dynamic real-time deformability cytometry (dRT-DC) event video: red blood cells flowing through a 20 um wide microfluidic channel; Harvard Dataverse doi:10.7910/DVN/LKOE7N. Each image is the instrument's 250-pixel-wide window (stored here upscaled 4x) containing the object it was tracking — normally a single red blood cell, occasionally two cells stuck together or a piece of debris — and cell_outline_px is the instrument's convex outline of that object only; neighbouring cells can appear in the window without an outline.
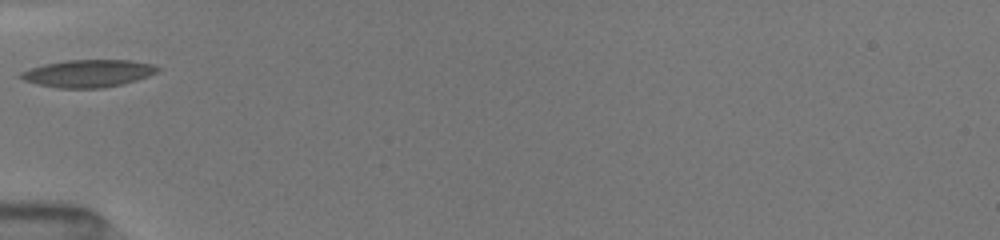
{"species": "common noctule bat (a hibernating species)", "species_latin": "Nyctalus noctula", "temperature_condition": "room temperature", "stored_images_in_passage": 28, "camera_frame_rate_fps": 3000, "um_per_image_px": 0.085, "animal": {"sex": "female", "body_mass_g": 19.5, "forearm_length_mm": 54.1}, "frame": {"image": 1, "passage_image": 1, "time_ms": 0.0, "image_size_px": [1000, 240], "cell_outline_px": [[160, 72], [124, 84], [104, 88], [60, 88], [36, 84], [24, 80], [16, 76], [20, 72], [44, 64], [68, 60], [128, 60], [156, 64], [160, 68]], "centroid_in_image_um": [7.53, 6.24], "position_along_channel_um": 77.5, "area_um2": 22.08}}
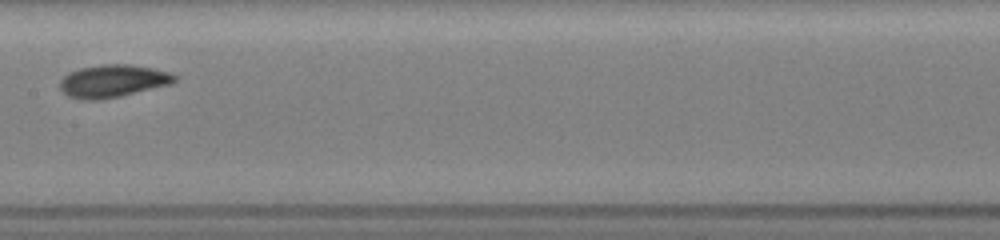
{"frame": {"image": 2, "passage_image": 10, "time_ms": 3.0, "image_size_px": [1000, 240], "cell_outline_px": [[176, 80], [172, 84], [120, 96], [96, 100], [84, 100], [68, 96], [60, 88], [60, 80], [68, 72], [80, 68], [100, 64], [132, 64], [172, 72], [176, 76]], "centroid_in_image_um": [9.61, 6.87], "position_along_channel_um": 197.8, "area_um2": 21.91}}
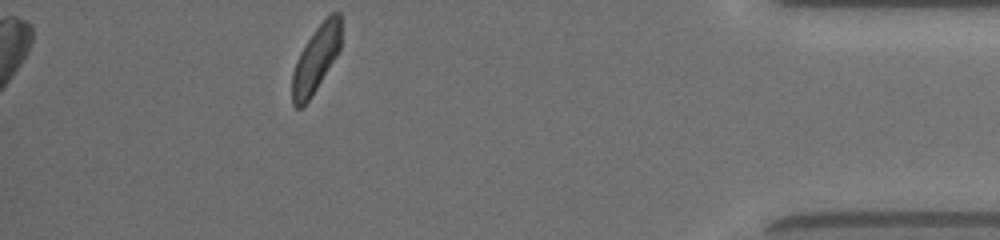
{"frame": {"image": 3, "passage_image": 28, "time_ms": 9.333, "image_size_px": [1000, 240], "cell_outline_px": [[340, 48], [336, 56], [316, 88], [308, 100], [300, 108], [296, 108], [292, 104], [292, 72], [296, 60], [300, 52], [316, 28], [332, 12], [340, 12]], "centroid_in_image_um": [26.83, 5.03], "position_along_channel_um": 408.4, "area_um2": 18.38}, "authors_computed_cell_mechanics": {"area_um2": 20.2011, "velocity_mm_per_s": 4.0113, "shape_relaxation_time_tau1_ms": 2.3721, "shape_relaxation_time_tau2_ms": 2.902, "deformation_change_tau1": 0.104, "deformation_change_tau2": 0.0778}}